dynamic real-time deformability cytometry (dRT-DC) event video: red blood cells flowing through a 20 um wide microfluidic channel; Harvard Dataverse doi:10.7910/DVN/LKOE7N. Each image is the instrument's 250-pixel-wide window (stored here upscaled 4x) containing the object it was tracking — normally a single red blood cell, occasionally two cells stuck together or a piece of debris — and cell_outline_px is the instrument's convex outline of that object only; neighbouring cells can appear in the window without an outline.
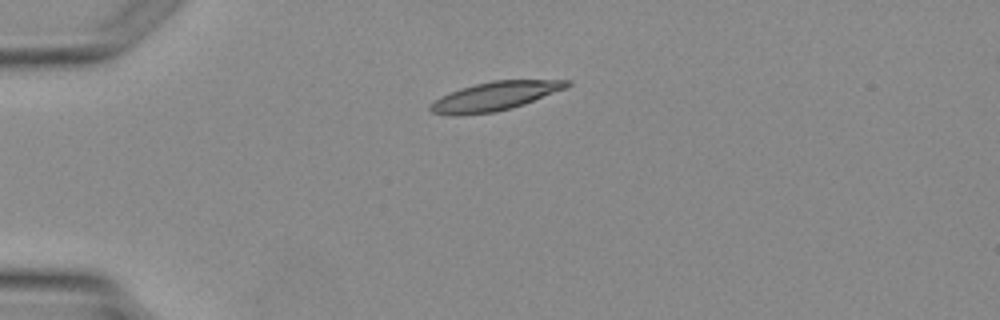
{"species": "Egyptian fruit bat (a non-hibernating species)", "species_latin": "Rousettus aegyptiacus", "temperature_condition": "warm", "stored_images_in_passage": 4, "camera_frame_rate_fps": 3000, "um_per_image_px": 0.085, "animal": {"sex": "female"}, "frame": {"image": 1, "passage_image": 2, "time_ms": 1.333, "image_size_px": [1000, 320], "cell_outline_px": [[572, 84], [564, 88], [512, 108], [496, 112], [432, 112], [428, 108], [440, 96], [460, 88], [492, 80], [572, 80]], "centroid_in_image_um": [42.15, 8.11], "position_along_channel_um": 42.9, "area_um2": 21.68}}